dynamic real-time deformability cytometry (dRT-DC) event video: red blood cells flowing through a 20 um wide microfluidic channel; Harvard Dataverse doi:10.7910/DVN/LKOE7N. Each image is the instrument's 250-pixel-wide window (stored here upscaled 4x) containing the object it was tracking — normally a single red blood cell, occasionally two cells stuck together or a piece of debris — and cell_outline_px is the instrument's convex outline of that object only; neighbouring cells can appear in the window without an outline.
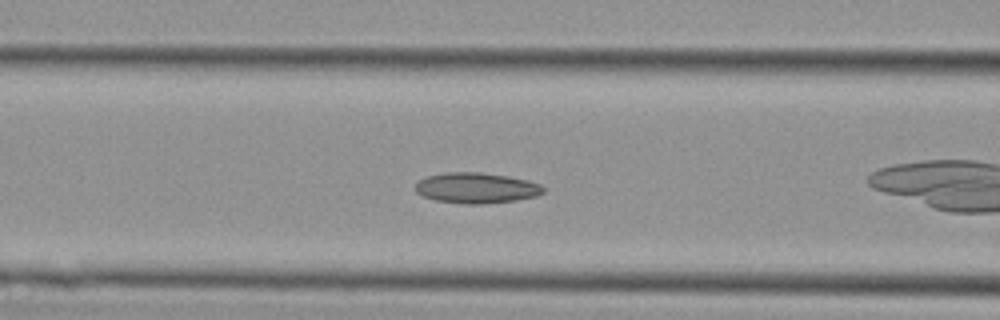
{"species": "Egyptian fruit bat (a non-hibernating species)", "species_latin": "Rousettus aegyptiacus", "temperature_condition": "cold", "stored_images_in_passage": 13, "camera_frame_rate_fps": 3000, "um_per_image_px": 0.085, "animal": {"sex": "female"}, "frame": {"image": 1, "passage_image": 6, "time_ms": 1.667, "image_size_px": [1000, 320], "cell_outline_px": [[544, 192], [536, 196], [516, 200], [484, 204], [464, 204], [436, 200], [424, 196], [416, 192], [416, 184], [420, 180], [428, 176], [444, 172], [480, 172], [508, 176], [528, 180], [540, 184], [544, 188]], "centroid_in_image_um": [40.51, 15.97], "position_along_channel_um": 126.1, "area_um2": 22.77}}
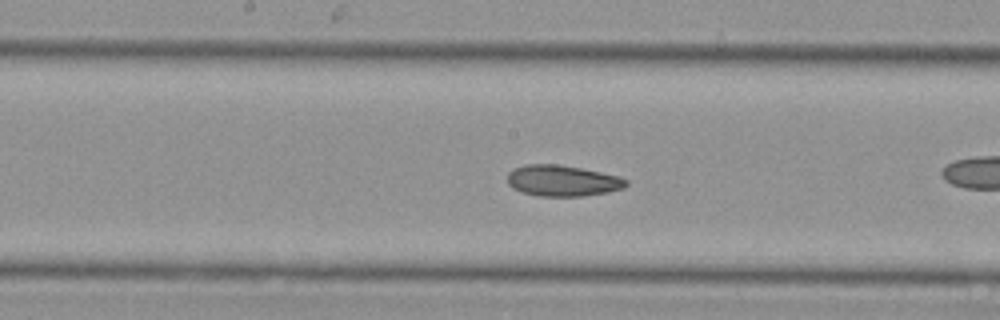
{"frame": {"image": 2, "passage_image": 11, "time_ms": 3.333, "image_size_px": [1000, 320], "cell_outline_px": [[628, 184], [624, 188], [608, 192], [580, 196], [540, 196], [524, 192], [512, 188], [508, 184], [508, 172], [512, 168], [528, 164], [556, 164], [580, 168], [600, 172], [616, 176], [628, 180]], "centroid_in_image_um": [47.79, 15.36], "position_along_channel_um": 200.4, "area_um2": 21.33}}